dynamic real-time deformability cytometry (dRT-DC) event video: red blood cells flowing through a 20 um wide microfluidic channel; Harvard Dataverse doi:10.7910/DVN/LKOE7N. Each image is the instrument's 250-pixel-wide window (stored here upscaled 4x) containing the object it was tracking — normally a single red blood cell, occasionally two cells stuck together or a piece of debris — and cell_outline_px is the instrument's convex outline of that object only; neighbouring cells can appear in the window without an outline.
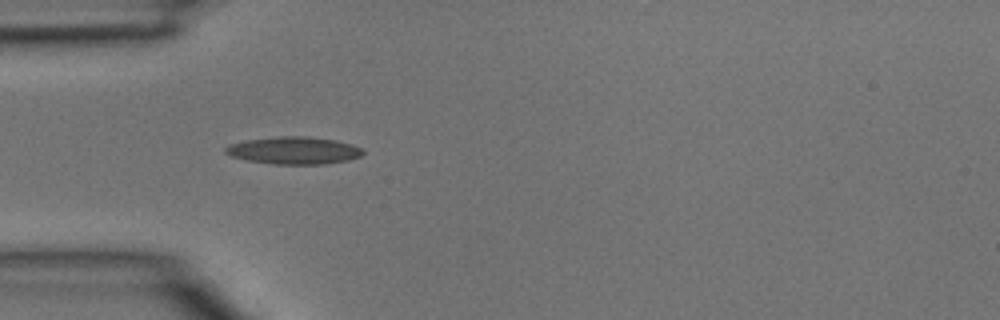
{"species": "common noctule bat (a hibernating species)", "species_latin": "Nyctalus noctula", "temperature_condition": "room temperature", "stored_images_in_passage": 44, "camera_frame_rate_fps": 3000, "um_per_image_px": 0.085, "animal": {"sex": "male", "body_mass_g": 15.6}, "frame": {"image": 1, "passage_image": 13, "time_ms": 4.0, "image_size_px": [1000, 320], "cell_outline_px": [[364, 152], [360, 156], [348, 160], [328, 164], [276, 164], [248, 160], [232, 156], [224, 152], [224, 148], [228, 144], [244, 140], [280, 136], [308, 136], [336, 140], [352, 144], [360, 148]], "centroid_in_image_um": [24.97, 12.78], "position_along_channel_um": 60.0, "area_um2": 21.96}}
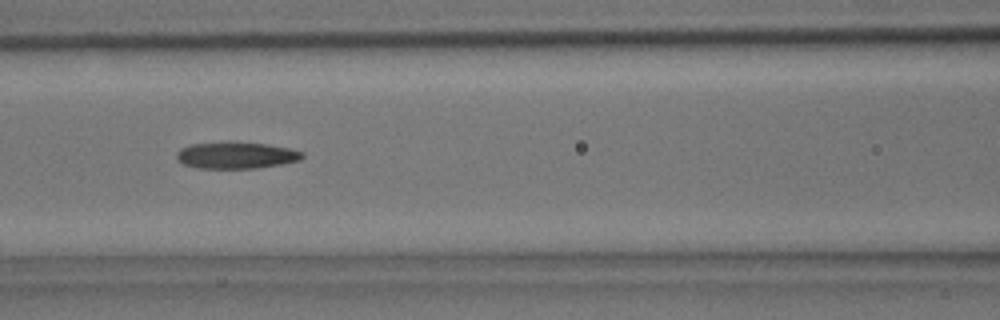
{"frame": {"image": 2, "passage_image": 19, "time_ms": 6.0, "image_size_px": [1000, 320], "cell_outline_px": [[304, 156], [300, 160], [280, 164], [256, 168], [200, 168], [184, 164], [176, 160], [176, 152], [180, 148], [192, 144], [268, 144], [288, 148], [304, 152]], "centroid_in_image_um": [20.08, 13.23], "position_along_channel_um": 146.5, "area_um2": 18.79}}
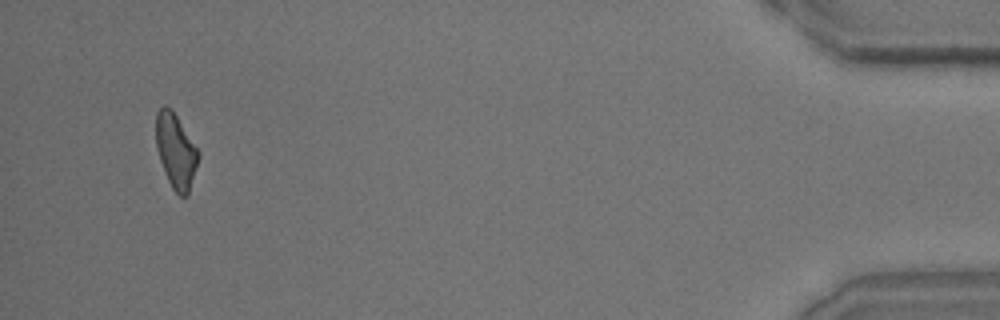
{"frame": {"image": 3, "passage_image": 43, "time_ms": 14.0, "image_size_px": [1000, 320], "cell_outline_px": [[200, 156], [188, 196], [180, 196], [172, 188], [168, 180], [160, 160], [156, 148], [156, 112], [164, 104], [172, 108], [200, 152]], "centroid_in_image_um": [14.95, 12.81], "position_along_channel_um": 420.2, "area_um2": 18.61}}